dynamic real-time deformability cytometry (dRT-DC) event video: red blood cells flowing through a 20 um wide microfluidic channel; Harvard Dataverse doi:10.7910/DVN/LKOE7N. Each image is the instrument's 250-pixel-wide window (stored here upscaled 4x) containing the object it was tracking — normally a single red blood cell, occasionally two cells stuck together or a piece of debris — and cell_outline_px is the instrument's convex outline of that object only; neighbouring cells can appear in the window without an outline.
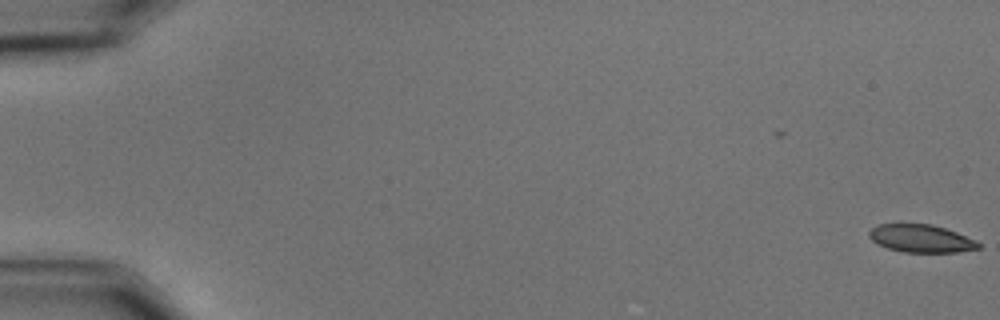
{"species": "common noctule bat (a hibernating species)", "species_latin": "Nyctalus noctula", "temperature_condition": "cold", "stored_images_in_passage": 2, "camera_frame_rate_fps": 3000, "um_per_image_px": 0.085, "animal": {"sex": "male", "body_mass_g": 15.6}, "frame": {"image": 1, "passage_image": 2, "time_ms": 0.333, "image_size_px": [1000, 320], "cell_outline_px": [[980, 248], [956, 252], [904, 252], [888, 248], [872, 240], [868, 236], [868, 232], [872, 228], [880, 224], [932, 224], [956, 232], [976, 240], [980, 244]], "centroid_in_image_um": [78.3, 20.27], "position_along_channel_um": 6.7, "area_um2": 17.51}}